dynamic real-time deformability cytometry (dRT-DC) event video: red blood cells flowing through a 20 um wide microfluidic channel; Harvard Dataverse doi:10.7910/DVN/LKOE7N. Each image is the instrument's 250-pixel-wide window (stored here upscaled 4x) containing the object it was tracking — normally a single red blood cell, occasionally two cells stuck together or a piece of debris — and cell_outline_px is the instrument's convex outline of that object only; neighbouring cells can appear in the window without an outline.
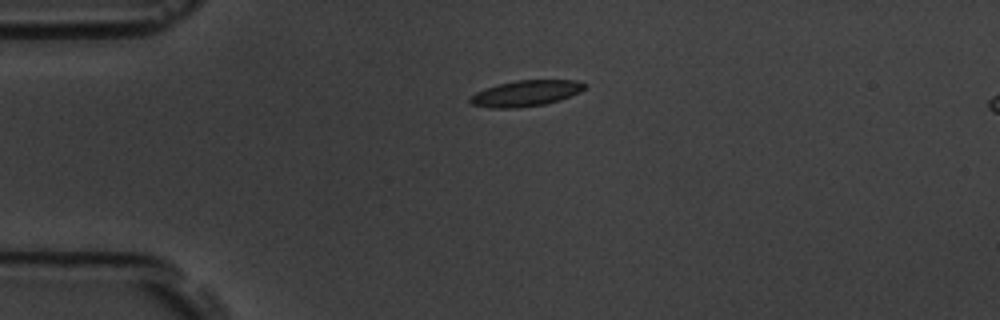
{"species": "common noctule bat (a hibernating species)", "species_latin": "Nyctalus noctula", "temperature_condition": "room temperature", "stored_images_in_passage": 1, "camera_frame_rate_fps": 3000, "um_per_image_px": 0.085, "animal": {"sex": "male", "body_mass_g": 19.5, "forearm_length_mm": 54.6}, "frame": {"image": 1, "passage_image": 1, "time_ms": 0.0, "image_size_px": [1000, 320], "cell_outline_px": [[588, 84], [580, 92], [560, 100], [544, 104], [516, 108], [488, 108], [472, 104], [468, 100], [476, 92], [484, 88], [496, 84], [516, 80], [576, 80]], "centroid_in_image_um": [44.68, 7.92], "position_along_channel_um": 40.3, "area_um2": 17.4}}